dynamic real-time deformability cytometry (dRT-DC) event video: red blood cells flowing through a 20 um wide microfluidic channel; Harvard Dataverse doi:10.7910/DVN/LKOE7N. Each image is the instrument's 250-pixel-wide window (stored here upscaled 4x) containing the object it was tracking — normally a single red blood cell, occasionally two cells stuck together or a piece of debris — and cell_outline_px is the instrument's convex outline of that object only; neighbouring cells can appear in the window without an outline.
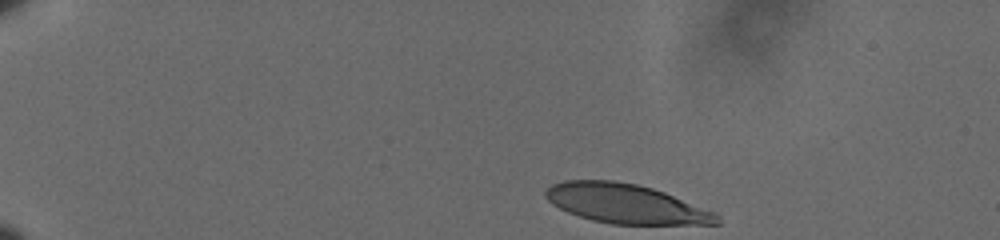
{"species": "human", "species_latin": "Homo sapiens", "temperature_condition": "cold", "stored_images_in_passage": 43, "camera_frame_rate_fps": 3000, "um_per_image_px": 0.085, "donor": {"sex": "male"}, "frame": {"image": 1, "passage_image": 1, "time_ms": 0.0, "image_size_px": [1000, 240], "cell_outline_px": [[720, 224], [612, 224], [592, 220], [568, 212], [552, 204], [544, 196], [544, 192], [552, 184], [564, 180], [612, 180], [636, 184], [652, 188], [664, 192], [716, 212], [720, 216]], "centroid_in_image_um": [53.2, 17.31], "position_along_channel_um": 31.8, "area_um2": 39.25}}
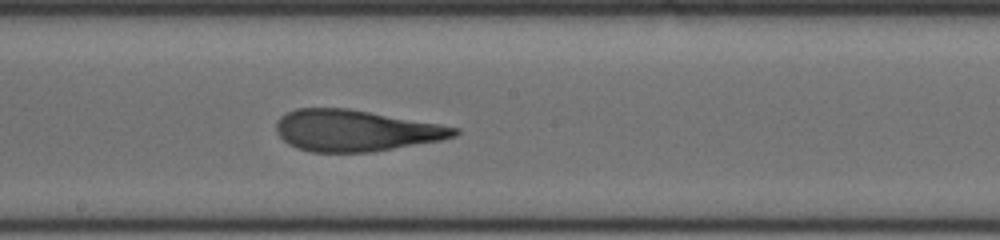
{"frame": {"image": 2, "passage_image": 25, "time_ms": 8.0, "image_size_px": [1000, 240], "cell_outline_px": [[460, 132], [456, 136], [440, 140], [372, 152], [308, 152], [296, 148], [288, 144], [276, 132], [276, 124], [280, 116], [296, 108], [348, 108], [440, 124], [460, 128]], "centroid_in_image_um": [30.2, 11.1], "position_along_channel_um": 218.0, "area_um2": 42.95}}
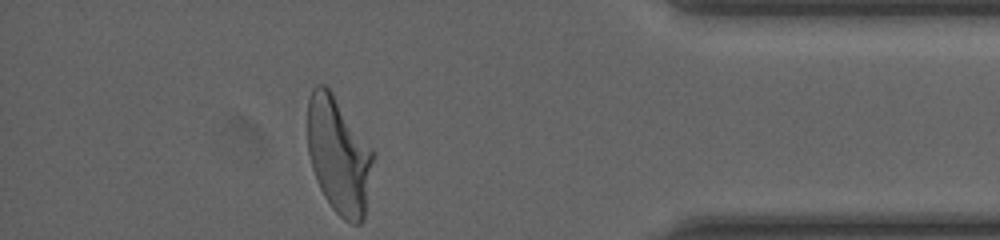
{"frame": {"image": 3, "passage_image": 43, "time_ms": 14.0, "image_size_px": [1000, 240], "cell_outline_px": [[376, 156], [364, 220], [360, 224], [352, 224], [344, 220], [332, 208], [324, 196], [316, 180], [312, 168], [308, 152], [308, 100], [312, 88], [316, 84], [324, 84], [332, 92], [376, 152]], "centroid_in_image_um": [28.83, 13.23], "position_along_channel_um": 406.4, "area_um2": 45.32}, "authors_computed_cell_mechanics": {"area_um2": 42.9454, "velocity_mm_per_s": 3.5961, "shape_relaxation_time_tau1_ms": 6.2846, "shape_relaxation_time_tau2_ms": 1.5638, "deformation_change_tau1": 0.2451, "deformation_change_tau2": 0.1125}}